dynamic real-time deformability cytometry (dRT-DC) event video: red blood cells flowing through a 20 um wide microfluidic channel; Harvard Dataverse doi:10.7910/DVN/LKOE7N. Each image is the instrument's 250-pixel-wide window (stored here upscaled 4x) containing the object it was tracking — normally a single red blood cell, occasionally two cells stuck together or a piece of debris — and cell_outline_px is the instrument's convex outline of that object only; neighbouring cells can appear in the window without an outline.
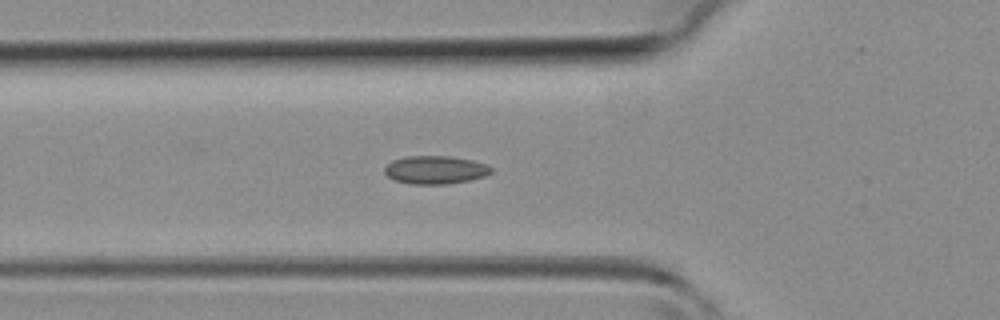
{"species": "common noctule bat (a hibernating species)", "species_latin": "Nyctalus noctula", "temperature_condition": "room temperature", "stored_images_in_passage": 42, "camera_frame_rate_fps": 3000, "um_per_image_px": 0.085, "animal": {"sex": "female", "body_mass_g": 19.3, "forearm_length_mm": 54.1}, "frame": {"image": 1, "passage_image": 13, "time_ms": 4.0, "image_size_px": [1000, 320], "cell_outline_px": [[492, 172], [488, 176], [448, 184], [412, 184], [396, 180], [388, 176], [384, 172], [384, 168], [392, 160], [408, 156], [448, 156], [472, 160], [484, 164], [492, 168]], "centroid_in_image_um": [37.01, 14.44], "position_along_channel_um": 88.8, "area_um2": 17.4}}
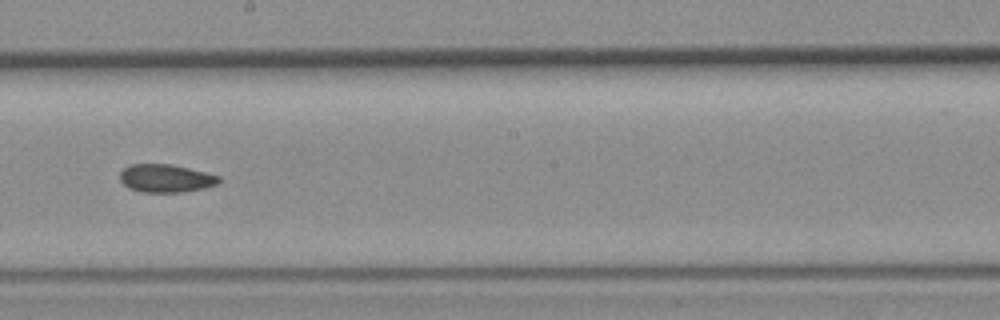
{"frame": {"image": 2, "passage_image": 22, "time_ms": 7.0, "image_size_px": [1000, 320], "cell_outline_px": [[220, 180], [216, 184], [204, 188], [184, 192], [140, 192], [128, 188], [120, 180], [120, 172], [124, 168], [132, 164], [172, 164], [220, 176]], "centroid_in_image_um": [14.07, 15.16], "position_along_channel_um": 234.1, "area_um2": 16.13}}
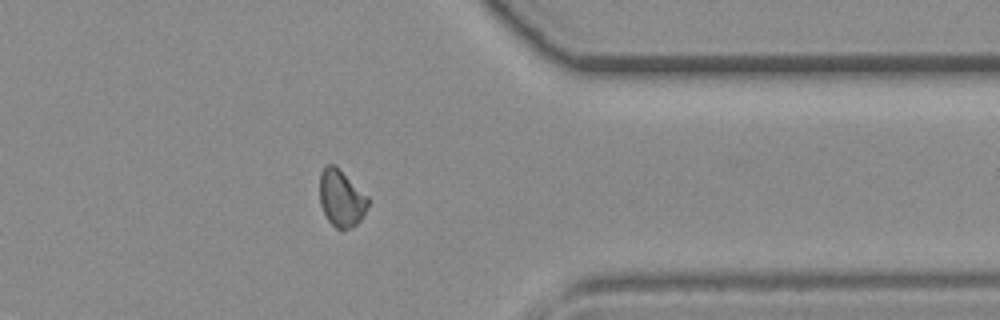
{"frame": {"image": 3, "passage_image": 32, "time_ms": 10.333, "image_size_px": [1000, 320], "cell_outline_px": [[368, 208], [360, 220], [356, 224], [348, 228], [336, 228], [328, 220], [320, 204], [320, 172], [324, 164], [336, 164], [368, 196]], "centroid_in_image_um": [29.0, 16.79], "position_along_channel_um": 382.4, "area_um2": 16.13}}